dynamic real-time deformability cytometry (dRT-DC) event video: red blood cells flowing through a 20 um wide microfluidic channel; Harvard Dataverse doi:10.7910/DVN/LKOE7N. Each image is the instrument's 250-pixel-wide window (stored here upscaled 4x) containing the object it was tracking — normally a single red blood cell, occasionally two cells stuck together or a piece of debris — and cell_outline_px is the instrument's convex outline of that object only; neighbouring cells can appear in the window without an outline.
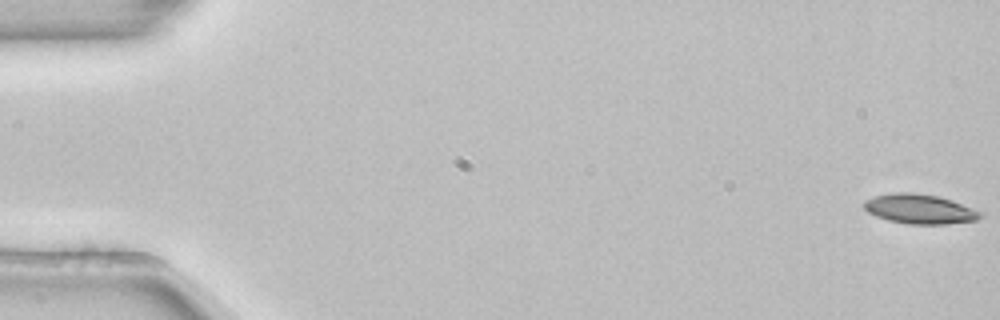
{"species": "common noctule bat (a hibernating species)", "species_latin": "Nyctalus noctula", "temperature_condition": "room temperature", "stored_images_in_passage": 54, "camera_frame_rate_fps": 3000, "um_per_image_px": 0.085, "animal": {"sex": "female", "body_mass_g": 22.7, "forearm_length_mm": 54.2}, "frame": {"image": 1, "passage_image": 1, "time_ms": 0.0, "image_size_px": [1000, 320], "cell_outline_px": [[984, 216], [976, 220], [948, 224], [908, 224], [888, 220], [876, 216], [868, 212], [864, 208], [864, 200], [876, 196], [892, 192], [912, 192], [940, 196], [952, 200], [984, 212]], "centroid_in_image_um": [78.21, 17.76], "position_along_channel_um": 6.8, "area_um2": 20.29}}
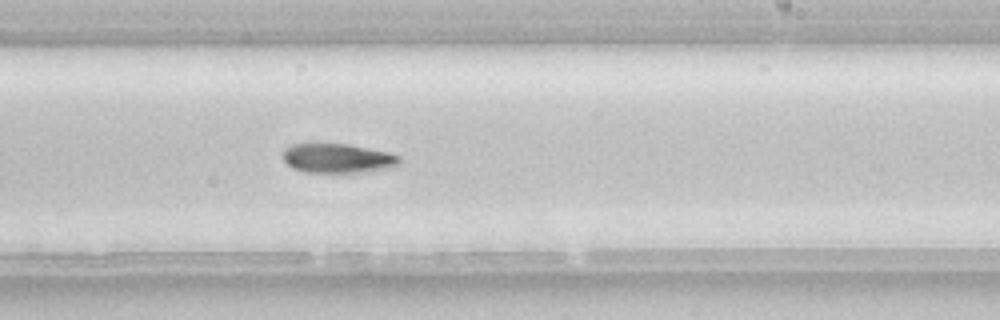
{"frame": {"image": 2, "passage_image": 33, "time_ms": 10.667, "image_size_px": [1000, 320], "cell_outline_px": [[400, 164], [392, 168], [364, 172], [304, 172], [292, 168], [284, 160], [284, 148], [292, 144], [348, 144], [388, 152], [400, 156]], "centroid_in_image_um": [28.73, 13.46], "position_along_channel_um": 260.3, "area_um2": 19.94}}
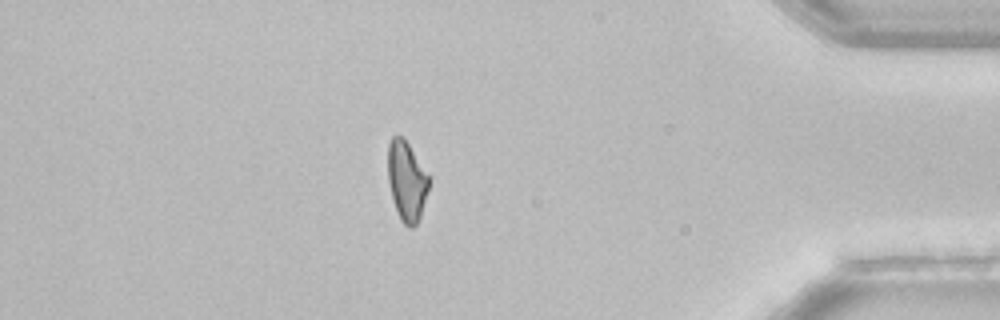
{"frame": {"image": 3, "passage_image": 47, "time_ms": 15.333, "image_size_px": [1000, 320], "cell_outline_px": [[428, 188], [420, 216], [416, 224], [412, 228], [408, 228], [400, 220], [392, 196], [388, 180], [388, 144], [392, 136], [404, 136], [428, 176]], "centroid_in_image_um": [34.54, 15.37], "position_along_channel_um": 400.7, "area_um2": 18.67}, "authors_computed_cell_mechanics": {"area_um2": 19.941, "velocity_mm_per_s": 3.8681, "shape_relaxation_time_tau1_ms": 5.4114, "shape_relaxation_time_tau2_ms": null, "deformation_change_tau1": 0.1154, "deformation_change_tau2": null}}